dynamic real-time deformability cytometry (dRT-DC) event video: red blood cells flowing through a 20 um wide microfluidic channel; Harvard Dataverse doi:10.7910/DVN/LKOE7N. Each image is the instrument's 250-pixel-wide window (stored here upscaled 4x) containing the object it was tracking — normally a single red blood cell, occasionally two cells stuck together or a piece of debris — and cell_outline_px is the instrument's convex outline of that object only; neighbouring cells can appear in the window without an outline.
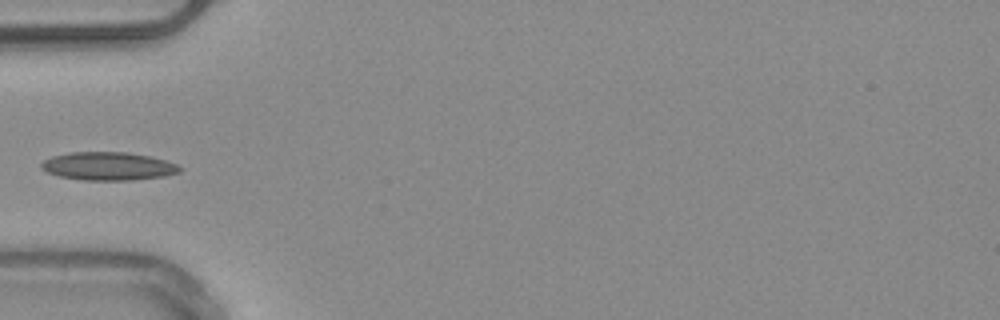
{"species": "common noctule bat (a hibernating species)", "species_latin": "Nyctalus noctula", "temperature_condition": "warm", "stored_images_in_passage": 6, "camera_frame_rate_fps": 3000, "um_per_image_px": 0.085, "animal": {"sex": "male", "body_mass_g": 20.4}, "frame": {"image": 1, "passage_image": 5, "time_ms": 5.333, "image_size_px": [1000, 320], "cell_outline_px": [[184, 168], [180, 172], [164, 176], [132, 180], [80, 180], [60, 176], [48, 172], [40, 168], [40, 164], [44, 160], [52, 156], [72, 152], [128, 152], [148, 156], [164, 160], [176, 164]], "centroid_in_image_um": [9.2, 14.13], "position_along_channel_um": 75.8, "area_um2": 22.72}}
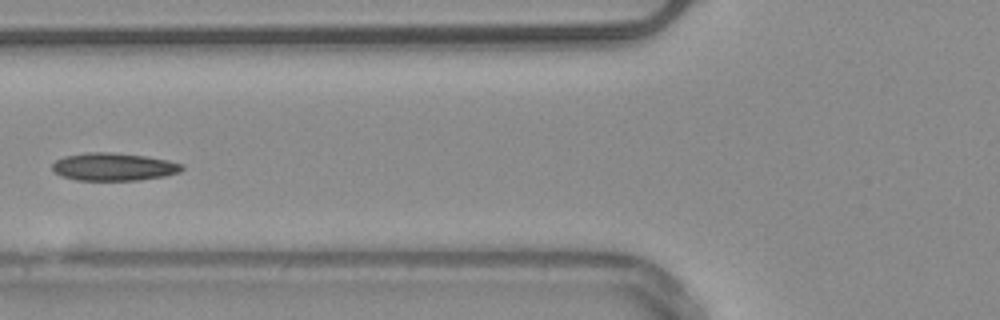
{"frame": {"image": 2, "passage_image": 6, "time_ms": 6.333, "image_size_px": [1000, 320], "cell_outline_px": [[184, 168], [180, 172], [164, 176], [140, 180], [76, 180], [60, 176], [52, 172], [52, 164], [56, 160], [64, 156], [88, 152], [112, 152], [144, 156], [168, 160], [184, 164]], "centroid_in_image_um": [9.64, 14.18], "position_along_channel_um": 116.2, "area_um2": 21.15}}